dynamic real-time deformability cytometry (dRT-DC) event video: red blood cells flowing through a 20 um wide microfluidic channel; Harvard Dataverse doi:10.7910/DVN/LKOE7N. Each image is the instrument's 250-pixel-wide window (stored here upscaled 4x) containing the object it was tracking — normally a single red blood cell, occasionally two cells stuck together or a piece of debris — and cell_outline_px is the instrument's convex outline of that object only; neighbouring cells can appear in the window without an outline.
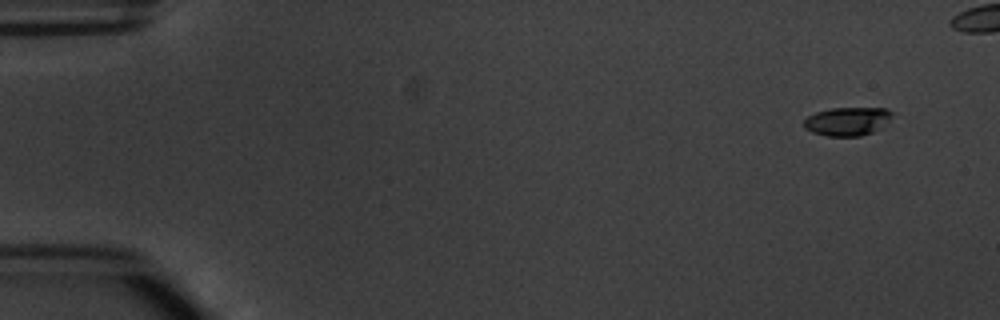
{"species": "common noctule bat (a hibernating species)", "species_latin": "Nyctalus noctula", "temperature_condition": "warm", "stored_images_in_passage": 5, "camera_frame_rate_fps": 3000, "um_per_image_px": 0.085, "animal": {"sex": "male", "body_mass_g": 20.1, "forearm_length_mm": 53.5}, "frame": {"image": 1, "passage_image": 1, "time_ms": 0.0, "image_size_px": [1000, 320], "cell_outline_px": [[892, 116], [880, 128], [872, 132], [860, 136], [828, 136], [812, 132], [804, 128], [804, 120], [808, 116], [816, 112], [832, 108], [888, 108], [892, 112]], "centroid_in_image_um": [72.02, 10.31], "position_along_channel_um": 13.0, "area_um2": 14.57}}